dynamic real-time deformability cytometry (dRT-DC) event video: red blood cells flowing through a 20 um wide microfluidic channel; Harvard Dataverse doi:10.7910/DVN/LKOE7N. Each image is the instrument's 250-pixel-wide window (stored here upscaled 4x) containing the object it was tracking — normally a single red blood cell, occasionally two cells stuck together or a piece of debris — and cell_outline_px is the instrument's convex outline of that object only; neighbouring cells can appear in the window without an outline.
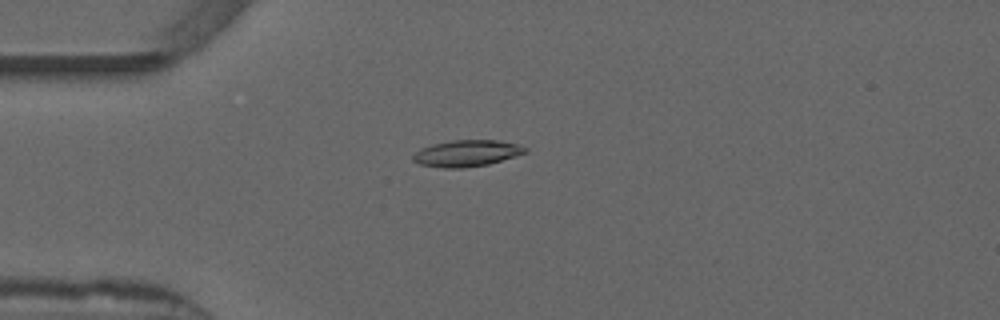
{"species": "common noctule bat (a hibernating species)", "species_latin": "Nyctalus noctula", "temperature_condition": "warm", "stored_images_in_passage": 36, "camera_frame_rate_fps": 3000, "um_per_image_px": 0.085, "animal": {"sex": "male", "forearm_length_mm": 52.5}, "frame": {"image": 1, "passage_image": 5, "time_ms": 1.333, "image_size_px": [1000, 320], "cell_outline_px": [[528, 152], [488, 164], [464, 168], [444, 168], [420, 164], [412, 160], [412, 156], [420, 148], [432, 144], [452, 140], [500, 140], [516, 144], [528, 148]], "centroid_in_image_um": [39.66, 13.02], "position_along_channel_um": 45.3, "area_um2": 17.28}}
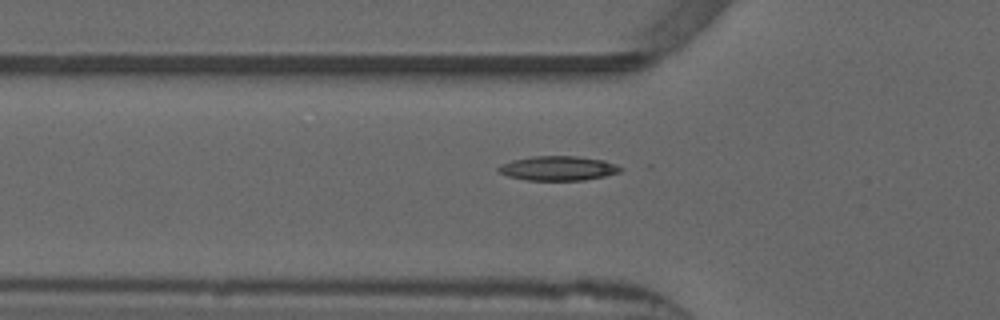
{"frame": {"image": 2, "passage_image": 9, "time_ms": 2.667, "image_size_px": [1000, 320], "cell_outline_px": [[624, 168], [620, 172], [604, 176], [584, 180], [528, 180], [508, 176], [500, 172], [496, 168], [500, 164], [512, 160], [532, 156], [576, 156], [604, 160], [616, 164]], "centroid_in_image_um": [47.45, 14.3], "position_along_channel_um": 78.4, "area_um2": 17.4}}
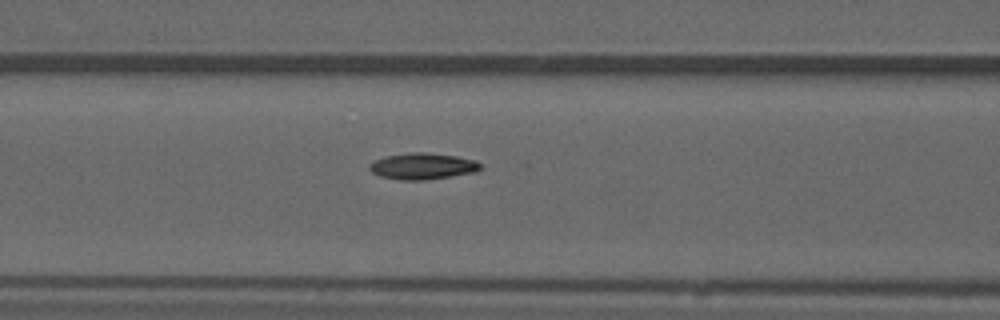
{"frame": {"image": 3, "passage_image": 13, "time_ms": 4.0, "image_size_px": [1000, 320], "cell_outline_px": [[484, 168], [476, 172], [424, 180], [400, 180], [380, 176], [372, 172], [368, 168], [368, 164], [384, 156], [412, 152], [424, 152], [456, 156], [476, 160]], "centroid_in_image_um": [35.93, 14.12], "position_along_channel_um": 130.7, "area_um2": 17.11}, "authors_computed_cell_mechanics": {"area_um2": 16.9354, "velocity_mm_per_s": 3.8584, "shape_relaxation_time_tau1_ms": 5.4259, "shape_relaxation_time_tau2_ms": null, "deformation_change_tau1": 0.1234, "deformation_change_tau2": null}}